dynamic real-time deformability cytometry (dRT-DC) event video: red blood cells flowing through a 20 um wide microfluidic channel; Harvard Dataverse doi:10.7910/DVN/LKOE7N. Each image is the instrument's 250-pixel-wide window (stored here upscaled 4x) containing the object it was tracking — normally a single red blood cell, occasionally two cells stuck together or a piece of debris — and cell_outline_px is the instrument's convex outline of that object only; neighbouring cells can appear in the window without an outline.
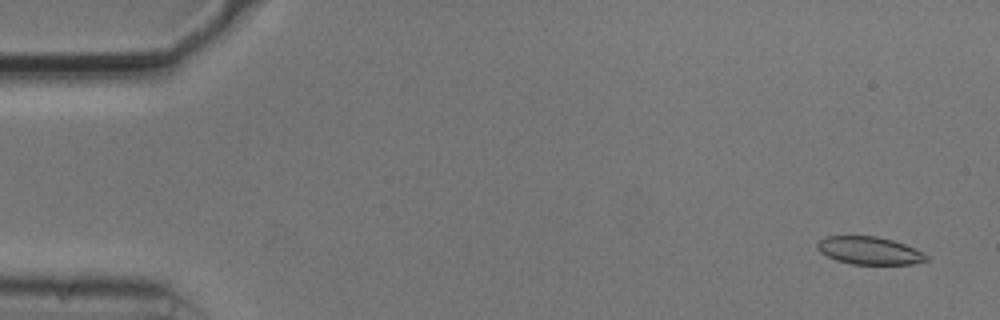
{"species": "common noctule bat (a hibernating species)", "species_latin": "Nyctalus noctula", "temperature_condition": "cold", "stored_images_in_passage": 54, "camera_frame_rate_fps": 3000, "um_per_image_px": 0.085, "animal": {"sex": "male", "body_mass_g": 20.5, "forearm_length_mm": 52.5}, "frame": {"image": 1, "passage_image": 3, "time_ms": 0.667, "image_size_px": [1000, 320], "cell_outline_px": [[928, 260], [912, 264], [852, 264], [836, 260], [820, 252], [816, 248], [816, 244], [820, 240], [828, 236], [876, 236], [892, 240], [904, 244], [924, 252], [928, 256]], "centroid_in_image_um": [73.9, 21.3], "position_along_channel_um": 11.1, "area_um2": 17.57}}
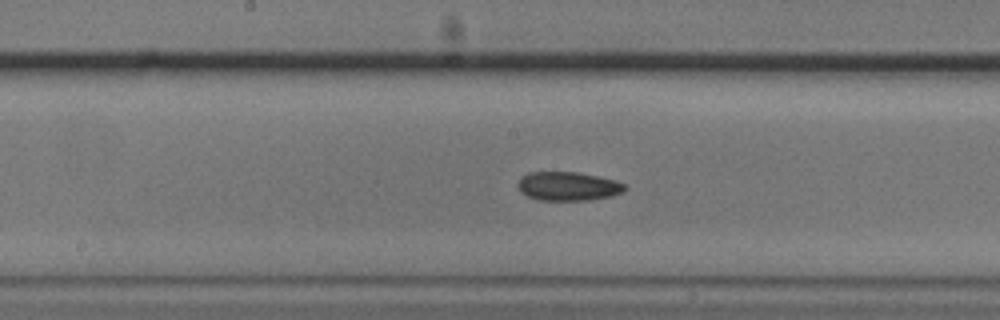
{"frame": {"image": 2, "passage_image": 28, "time_ms": 9.0, "image_size_px": [1000, 320], "cell_outline_px": [[628, 188], [620, 192], [608, 196], [588, 200], [540, 200], [528, 196], [520, 192], [516, 184], [520, 176], [528, 172], [576, 172], [616, 180], [624, 184]], "centroid_in_image_um": [48.22, 15.82], "position_along_channel_um": 200.0, "area_um2": 17.92}}
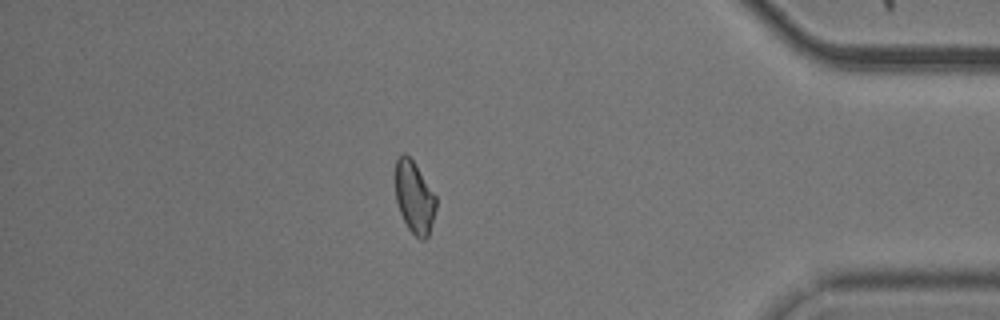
{"frame": {"image": 3, "passage_image": 47, "time_ms": 15.333, "image_size_px": [1000, 320], "cell_outline_px": [[436, 208], [428, 236], [424, 240], [420, 240], [408, 228], [400, 212], [396, 200], [396, 156], [404, 152], [412, 160], [436, 196]], "centroid_in_image_um": [35.21, 16.77], "position_along_channel_um": 400.0, "area_um2": 16.82}, "authors_computed_cell_mechanics": {"area_um2": 17.8891, "velocity_mm_per_s": 3.7497, "shape_relaxation_time_tau1_ms": 6.7247, "shape_relaxation_time_tau2_ms": null, "deformation_change_tau1": 0.1068, "deformation_change_tau2": null}}